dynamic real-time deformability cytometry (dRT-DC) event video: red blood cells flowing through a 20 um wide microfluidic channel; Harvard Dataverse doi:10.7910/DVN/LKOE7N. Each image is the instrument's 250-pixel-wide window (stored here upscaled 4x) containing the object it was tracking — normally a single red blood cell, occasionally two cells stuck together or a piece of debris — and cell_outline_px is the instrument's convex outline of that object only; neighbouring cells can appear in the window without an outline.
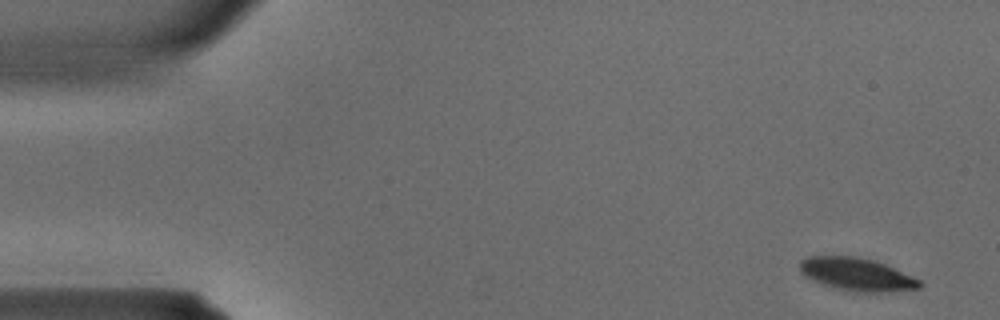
{"species": "common noctule bat (a hibernating species)", "species_latin": "Nyctalus noctula", "temperature_condition": "warm", "stored_images_in_passage": 35, "camera_frame_rate_fps": 3000, "um_per_image_px": 0.085, "animal": {"sex": "male", "body_mass_g": 15.6}, "frame": {"image": 1, "passage_image": 1, "time_ms": 0.0, "image_size_px": [1000, 320], "cell_outline_px": [[924, 284], [920, 288], [880, 292], [856, 292], [836, 288], [820, 284], [804, 276], [800, 272], [800, 260], [808, 256], [856, 256], [872, 260], [884, 264], [912, 276], [920, 280]], "centroid_in_image_um": [72.79, 23.32], "position_along_channel_um": 12.2, "area_um2": 22.89}}
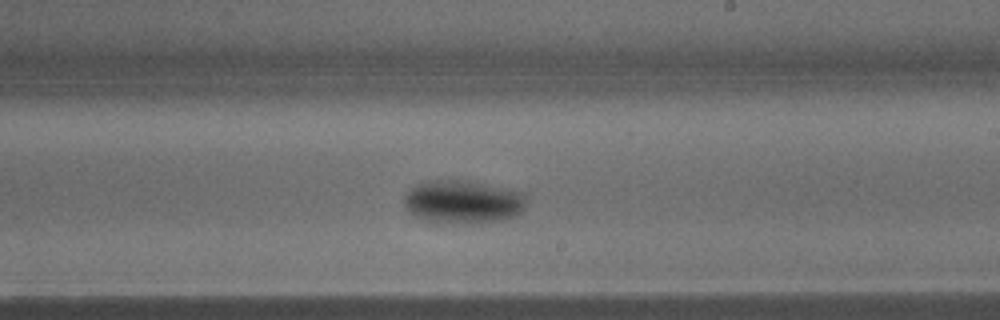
{"frame": {"image": 2, "passage_image": 20, "time_ms": 6.333, "image_size_px": [1000, 320], "cell_outline_px": [[524, 208], [516, 216], [500, 220], [464, 224], [436, 224], [420, 220], [412, 216], [404, 208], [404, 196], [416, 184], [428, 180], [468, 180], [524, 192]], "centroid_in_image_um": [39.27, 17.18], "position_along_channel_um": 249.7, "area_um2": 31.5}}
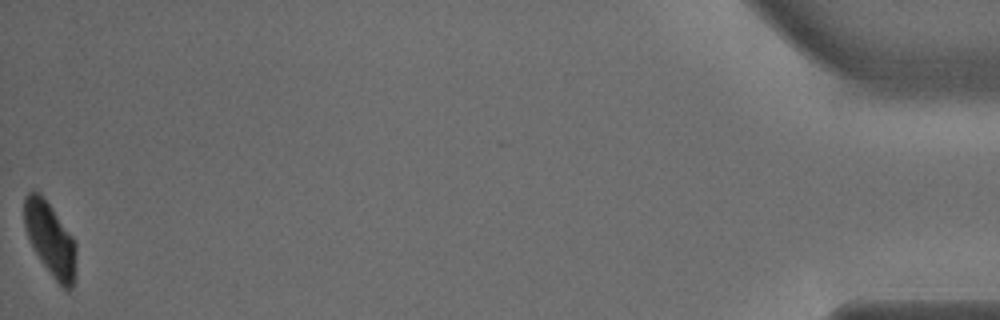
{"frame": {"image": 3, "passage_image": 35, "time_ms": 11.333, "image_size_px": [1000, 320], "cell_outline_px": [[76, 276], [72, 288], [68, 292], [56, 280], [40, 260], [24, 228], [24, 196], [32, 188], [40, 192], [52, 208], [72, 236], [76, 244]], "centroid_in_image_um": [4.28, 20.31], "position_along_channel_um": 430.9, "area_um2": 22.31}}